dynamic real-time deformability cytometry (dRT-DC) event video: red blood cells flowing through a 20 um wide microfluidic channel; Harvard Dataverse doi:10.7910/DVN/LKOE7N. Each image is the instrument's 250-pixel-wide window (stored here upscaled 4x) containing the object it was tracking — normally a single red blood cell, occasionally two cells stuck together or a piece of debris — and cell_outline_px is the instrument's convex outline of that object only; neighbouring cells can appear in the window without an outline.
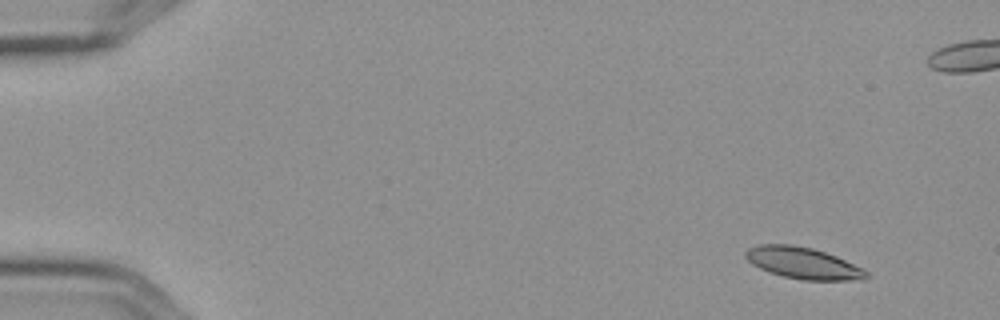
{"species": "Egyptian fruit bat (a non-hibernating species)", "species_latin": "Rousettus aegyptiacus", "temperature_condition": "cold", "stored_images_in_passage": 6, "camera_frame_rate_fps": 3000, "um_per_image_px": 0.085, "frame": {"image": 1, "passage_image": 2, "time_ms": 0.333, "image_size_px": [1000, 320], "cell_outline_px": [[868, 276], [864, 280], [804, 280], [784, 276], [768, 272], [752, 264], [744, 256], [744, 252], [748, 248], [760, 244], [792, 244], [812, 248], [836, 256], [864, 268], [868, 272]], "centroid_in_image_um": [68.27, 22.36], "position_along_channel_um": 16.7, "area_um2": 22.25}}